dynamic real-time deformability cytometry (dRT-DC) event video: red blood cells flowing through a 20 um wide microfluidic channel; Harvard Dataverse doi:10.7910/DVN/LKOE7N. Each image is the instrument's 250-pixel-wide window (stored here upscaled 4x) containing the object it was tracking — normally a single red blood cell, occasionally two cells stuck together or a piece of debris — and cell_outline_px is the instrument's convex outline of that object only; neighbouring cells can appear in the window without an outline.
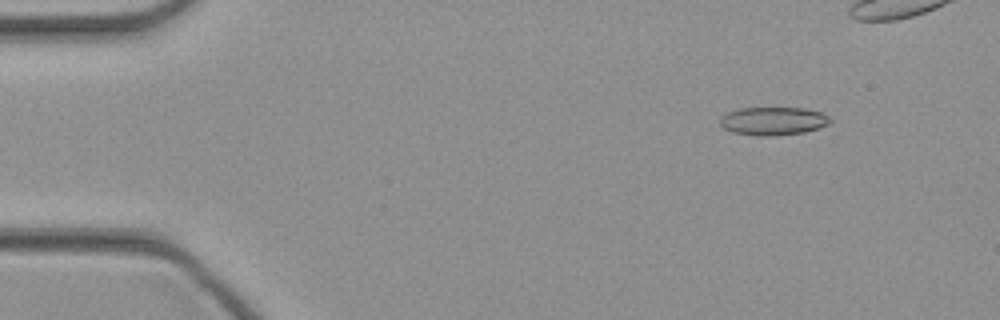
{"species": "common noctule bat (a hibernating species)", "species_latin": "Nyctalus noctula", "temperature_condition": "cold", "stored_images_in_passage": 38, "camera_frame_rate_fps": 3000, "um_per_image_px": 0.085, "animal": {"sex": "female", "body_mass_g": 21.9}, "frame": {"image": 1, "passage_image": 6, "time_ms": 1.667, "image_size_px": [1000, 320], "cell_outline_px": [[832, 120], [828, 124], [820, 128], [804, 132], [776, 136], [756, 136], [732, 132], [724, 128], [720, 124], [720, 116], [728, 112], [740, 108], [804, 108], [820, 112], [828, 116]], "centroid_in_image_um": [65.71, 10.29], "position_along_channel_um": 19.3, "area_um2": 18.21}}
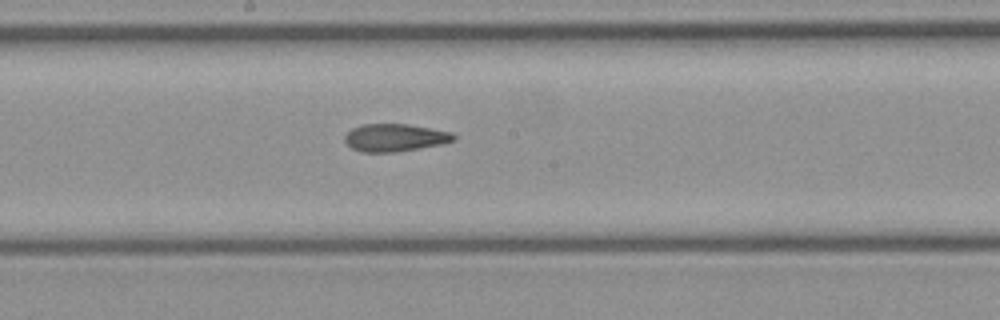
{"frame": {"image": 2, "passage_image": 25, "time_ms": 8.0, "image_size_px": [1000, 320], "cell_outline_px": [[456, 140], [444, 144], [396, 152], [360, 152], [352, 148], [344, 140], [344, 136], [352, 128], [364, 124], [408, 124], [452, 132], [456, 136]], "centroid_in_image_um": [33.59, 11.7], "position_along_channel_um": 214.6, "area_um2": 17.63}}
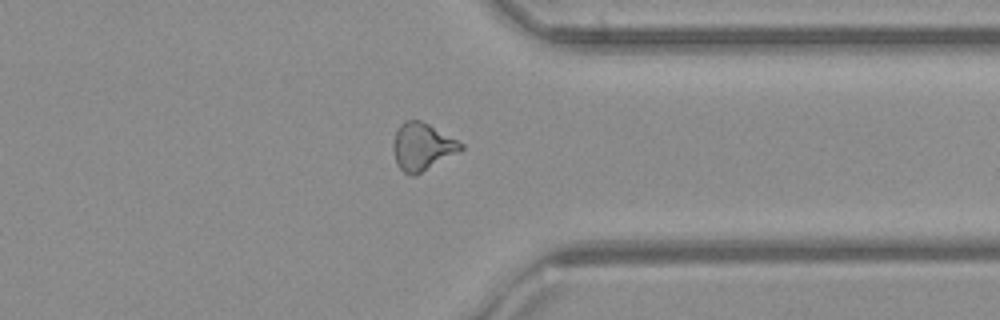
{"frame": {"image": 3, "passage_image": 36, "time_ms": 11.667, "image_size_px": [1000, 320], "cell_outline_px": [[464, 148], [416, 176], [412, 176], [404, 172], [396, 164], [392, 148], [392, 144], [396, 132], [400, 124], [404, 120], [420, 120], [428, 124], [464, 144]], "centroid_in_image_um": [35.85, 12.48], "position_along_channel_um": 375.6, "area_um2": 18.55}}